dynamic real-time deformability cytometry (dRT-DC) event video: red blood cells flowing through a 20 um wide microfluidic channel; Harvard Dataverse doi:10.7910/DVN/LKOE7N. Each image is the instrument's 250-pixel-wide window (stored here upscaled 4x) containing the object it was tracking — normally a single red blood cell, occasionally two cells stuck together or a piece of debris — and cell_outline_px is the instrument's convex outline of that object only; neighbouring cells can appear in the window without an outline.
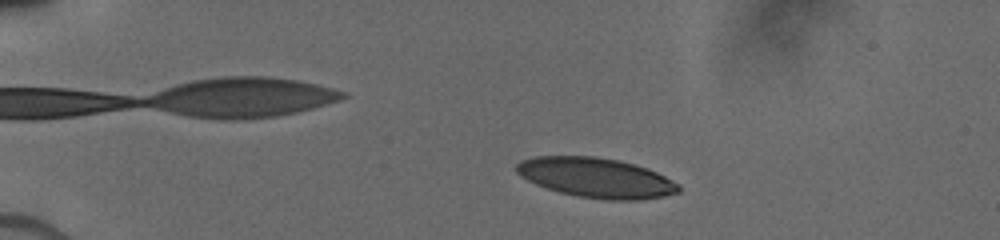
{"species": "human", "species_latin": "Homo sapiens", "temperature_condition": "cold", "stored_images_in_passage": 19, "camera_frame_rate_fps": 3000, "um_per_image_px": 0.085, "donor": {"sex": "male"}, "frame": {"image": 1, "passage_image": 5, "time_ms": 2.0, "image_size_px": [1000, 240], "cell_outline_px": [[680, 192], [664, 196], [640, 200], [608, 200], [576, 196], [560, 192], [536, 184], [520, 176], [516, 172], [516, 164], [520, 160], [536, 156], [596, 156], [620, 160], [656, 172], [680, 184]], "centroid_in_image_um": [50.66, 15.1], "position_along_channel_um": 34.3, "area_um2": 37.63}}
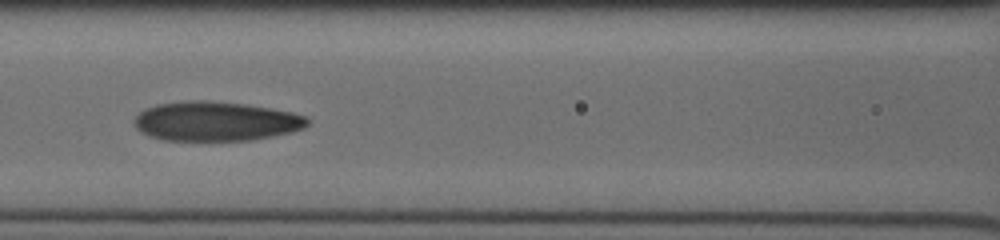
{"frame": {"image": 2, "passage_image": 15, "time_ms": 6.667, "image_size_px": [1000, 240], "cell_outline_px": [[308, 124], [304, 128], [292, 132], [252, 140], [164, 140], [148, 136], [140, 132], [136, 128], [136, 116], [144, 108], [156, 104], [184, 100], [208, 100], [244, 104], [292, 112], [304, 116], [308, 120]], "centroid_in_image_um": [18.31, 10.3], "position_along_channel_um": 148.3, "area_um2": 39.77}}
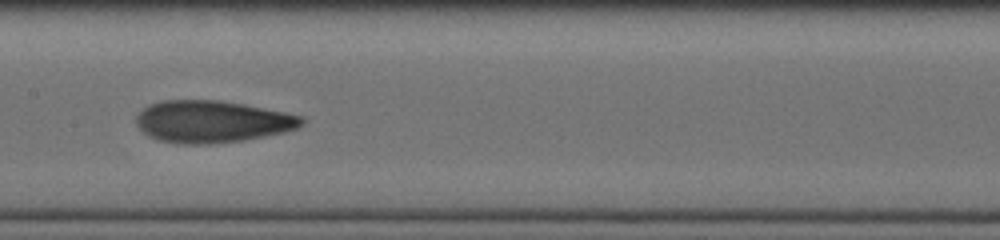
{"frame": {"image": 3, "passage_image": 17, "time_ms": 7.667, "image_size_px": [1000, 240], "cell_outline_px": [[304, 120], [296, 128], [284, 132], [244, 140], [208, 144], [176, 144], [160, 140], [148, 136], [136, 124], [136, 116], [148, 104], [160, 100], [220, 100], [244, 104], [284, 112], [300, 116]], "centroid_in_image_um": [17.97, 10.33], "position_along_channel_um": 189.4, "area_um2": 40.4}}